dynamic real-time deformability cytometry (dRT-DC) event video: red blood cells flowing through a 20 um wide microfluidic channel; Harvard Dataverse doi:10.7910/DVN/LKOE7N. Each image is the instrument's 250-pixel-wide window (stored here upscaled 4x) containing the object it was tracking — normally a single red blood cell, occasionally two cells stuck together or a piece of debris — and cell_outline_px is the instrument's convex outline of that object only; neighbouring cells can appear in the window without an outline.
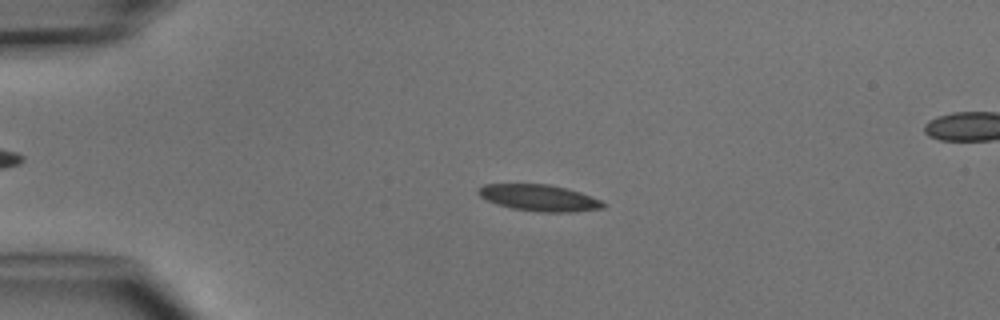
{"species": "common noctule bat (a hibernating species)", "species_latin": "Nyctalus noctula", "temperature_condition": "cold", "stored_images_in_passage": 5, "camera_frame_rate_fps": 3000, "um_per_image_px": 0.085, "animal": {"sex": "male", "body_mass_g": 15.6}, "frame": {"image": 1, "passage_image": 2, "time_ms": 2.0, "image_size_px": [1000, 320], "cell_outline_px": [[608, 204], [604, 208], [572, 212], [544, 212], [512, 208], [496, 204], [480, 196], [476, 192], [476, 188], [484, 184], [548, 184], [580, 192], [600, 200]], "centroid_in_image_um": [45.82, 16.81], "position_along_channel_um": 39.2, "area_um2": 19.19}}
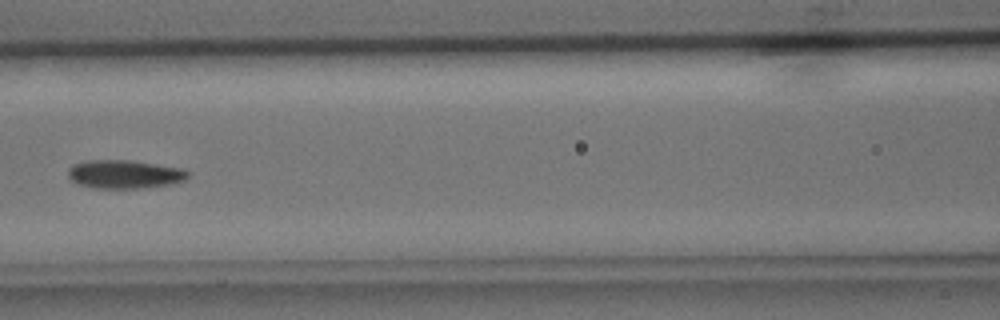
{"frame": {"image": 2, "passage_image": 5, "time_ms": 5.667, "image_size_px": [1000, 320], "cell_outline_px": [[188, 176], [184, 180], [172, 184], [136, 188], [96, 188], [80, 184], [72, 180], [68, 176], [68, 168], [72, 164], [84, 160], [132, 160], [180, 168], [188, 172]], "centroid_in_image_um": [10.54, 14.79], "position_along_channel_um": 156.1, "area_um2": 19.77}}